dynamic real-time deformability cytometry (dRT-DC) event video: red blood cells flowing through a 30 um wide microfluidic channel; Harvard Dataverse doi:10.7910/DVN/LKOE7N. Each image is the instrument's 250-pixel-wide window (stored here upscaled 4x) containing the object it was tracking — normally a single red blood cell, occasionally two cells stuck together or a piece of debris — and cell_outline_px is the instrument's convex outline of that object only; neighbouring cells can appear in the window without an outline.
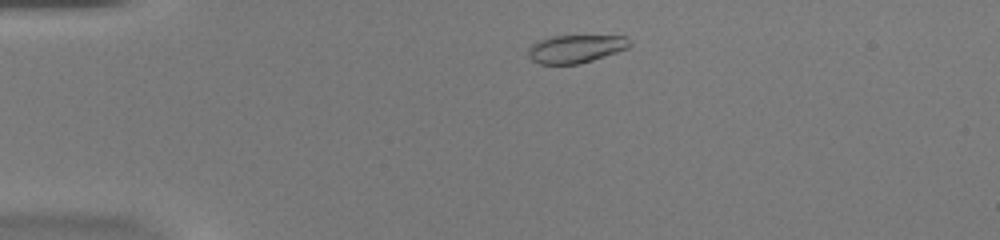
{"species": "common noctule bat (a hibernating species)", "species_latin": "Nyctalus noctula", "temperature_condition": "warm", "stored_images_in_passage": 45, "camera_frame_rate_fps": 3000, "um_per_image_px": 0.085, "animal": {"sex": "female", "body_mass_g": 20.0, "forearm_length_mm": 54.0}, "frame": {"image": 1, "passage_image": 4, "time_ms": 1.0, "image_size_px": [1000, 240], "cell_outline_px": [[632, 44], [628, 48], [580, 64], [540, 64], [532, 60], [528, 56], [528, 48], [536, 40], [552, 36], [624, 36]], "centroid_in_image_um": [48.88, 4.15], "position_along_channel_um": 36.1, "area_um2": 16.53}}
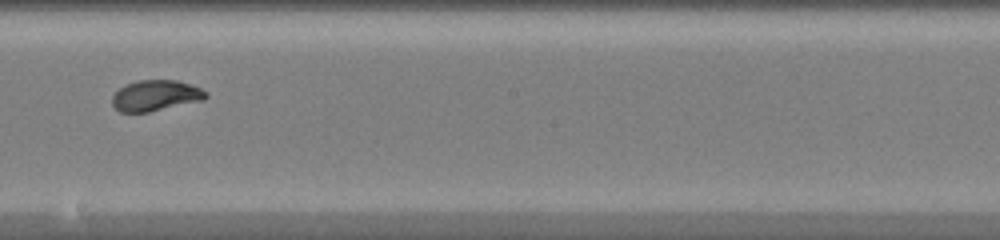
{"frame": {"image": 2, "passage_image": 23, "time_ms": 7.333, "image_size_px": [1000, 240], "cell_outline_px": [[208, 96], [204, 100], [148, 112], [120, 112], [112, 104], [112, 96], [124, 84], [136, 80], [176, 80], [200, 88], [208, 92]], "centroid_in_image_um": [13.22, 8.12], "position_along_channel_um": 235.0, "area_um2": 16.82}}
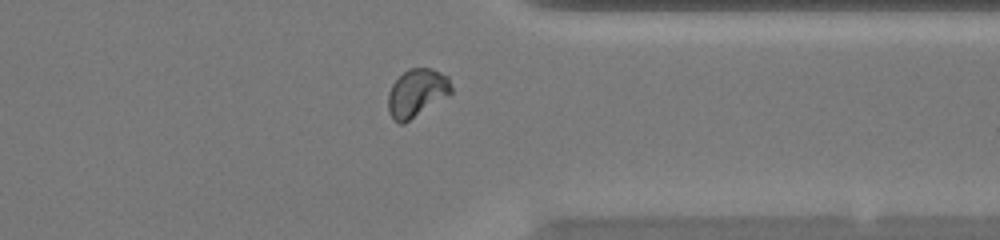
{"frame": {"image": 3, "passage_image": 34, "time_ms": 11.0, "image_size_px": [1000, 240], "cell_outline_px": [[452, 92], [404, 124], [400, 124], [392, 120], [388, 112], [388, 92], [392, 84], [408, 68], [432, 68], [448, 76], [452, 88]], "centroid_in_image_um": [35.4, 7.9], "position_along_channel_um": 376.0, "area_um2": 17.63}, "authors_computed_cell_mechanics": {"area_um2": 17.2244, "velocity_mm_per_s": 3.9228, "shape_relaxation_time_tau1_ms": 5.004, "shape_relaxation_time_tau2_ms": null, "deformation_change_tau1": 0.1745, "deformation_change_tau2": null}}